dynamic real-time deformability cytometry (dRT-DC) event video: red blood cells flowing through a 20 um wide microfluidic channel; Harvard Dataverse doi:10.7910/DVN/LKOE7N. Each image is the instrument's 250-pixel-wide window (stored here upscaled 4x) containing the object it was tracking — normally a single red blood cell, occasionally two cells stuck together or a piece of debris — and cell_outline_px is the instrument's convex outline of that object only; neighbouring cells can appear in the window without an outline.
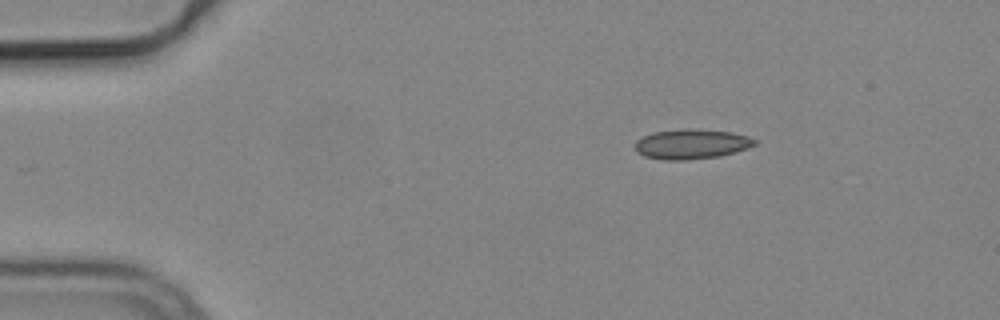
{"species": "common noctule bat (a hibernating species)", "species_latin": "Nyctalus noctula", "temperature_condition": "cold", "stored_images_in_passage": 46, "camera_frame_rate_fps": 3000, "um_per_image_px": 0.085, "animal": {"sex": "male", "body_mass_g": 19.2, "forearm_length_mm": 51.8}, "frame": {"image": 1, "passage_image": 1, "time_ms": 0.0, "image_size_px": [1000, 320], "cell_outline_px": [[756, 144], [736, 152], [720, 156], [688, 160], [664, 160], [644, 156], [636, 152], [636, 140], [644, 136], [656, 132], [732, 132], [748, 136], [756, 140]], "centroid_in_image_um": [58.78, 12.32], "position_along_channel_um": 26.2, "area_um2": 19.65}}
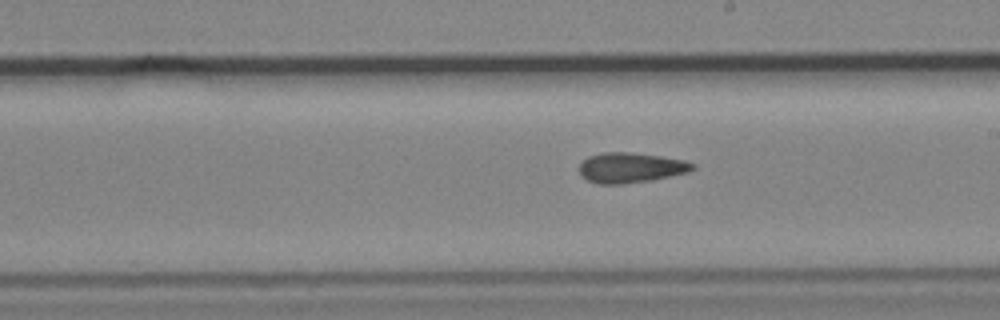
{"frame": {"image": 2, "passage_image": 23, "time_ms": 7.333, "image_size_px": [1000, 320], "cell_outline_px": [[696, 168], [688, 172], [652, 180], [624, 184], [600, 184], [588, 180], [580, 176], [580, 164], [588, 156], [600, 152], [628, 152], [660, 156], [684, 160], [696, 164]], "centroid_in_image_um": [53.61, 14.25], "position_along_channel_um": 235.4, "area_um2": 20.0}}
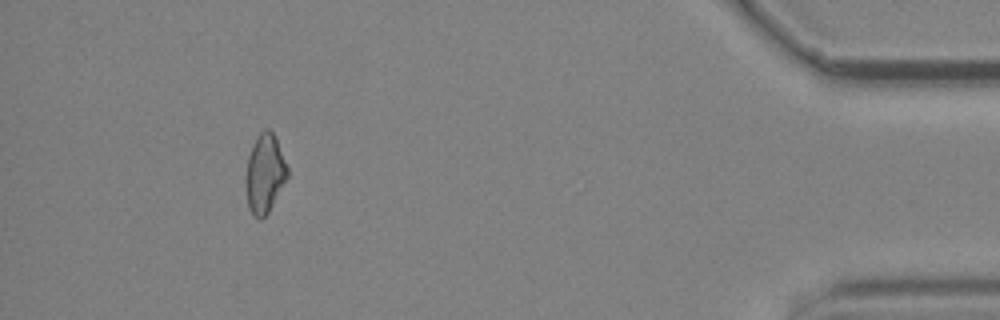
{"frame": {"image": 3, "passage_image": 42, "time_ms": 13.667, "image_size_px": [1000, 320], "cell_outline_px": [[288, 176], [268, 212], [260, 220], [252, 216], [248, 208], [244, 184], [244, 176], [248, 156], [252, 144], [256, 136], [264, 128], [268, 128], [272, 132], [276, 140], [288, 168]], "centroid_in_image_um": [22.45, 14.77], "position_along_channel_um": 412.8, "area_um2": 19.36}, "authors_computed_cell_mechanics": {"area_um2": 19.8254, "velocity_mm_per_s": 3.784, "shape_relaxation_time_tau1_ms": null, "shape_relaxation_time_tau2_ms": 4.4976, "deformation_change_tau1": null, "deformation_change_tau2": 0.0976}}